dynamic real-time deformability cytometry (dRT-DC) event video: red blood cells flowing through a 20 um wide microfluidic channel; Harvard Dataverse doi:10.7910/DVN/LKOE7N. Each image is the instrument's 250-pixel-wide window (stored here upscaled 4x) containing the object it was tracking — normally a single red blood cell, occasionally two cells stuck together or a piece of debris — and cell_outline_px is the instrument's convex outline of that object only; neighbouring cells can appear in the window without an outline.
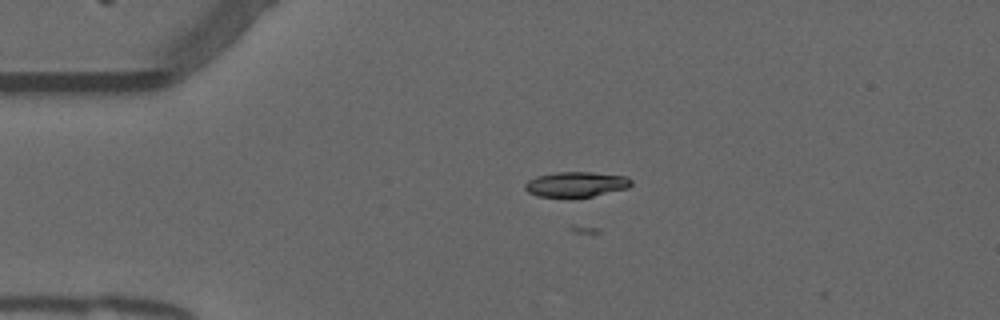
{"species": "common noctule bat (a hibernating species)", "species_latin": "Nyctalus noctula", "temperature_condition": "warm", "stored_images_in_passage": 45, "camera_frame_rate_fps": 3000, "um_per_image_px": 0.085, "animal": {"sex": "male", "forearm_length_mm": 52.5}, "frame": {"image": 1, "passage_image": 2, "time_ms": 0.333, "image_size_px": [1000, 320], "cell_outline_px": [[632, 184], [628, 188], [592, 196], [572, 200], [536, 196], [528, 192], [524, 188], [524, 184], [528, 180], [536, 176], [556, 172], [592, 172], [628, 176], [632, 180]], "centroid_in_image_um": [48.94, 15.7], "position_along_channel_um": 36.1, "area_um2": 16.3}}
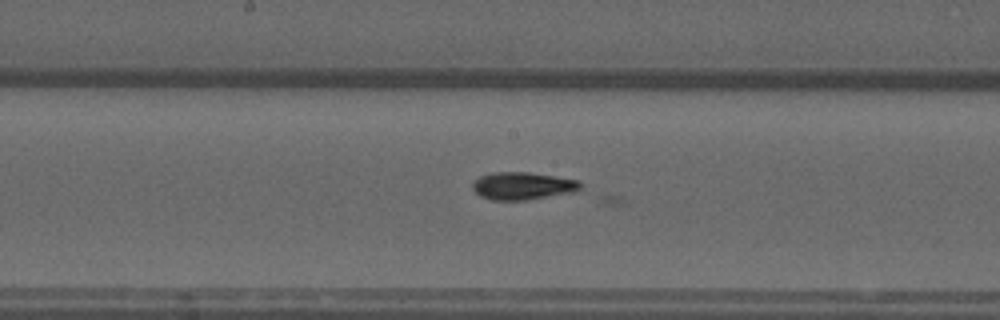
{"frame": {"image": 2, "passage_image": 18, "time_ms": 5.667, "image_size_px": [1000, 320], "cell_outline_px": [[580, 188], [576, 192], [528, 200], [492, 200], [480, 196], [472, 188], [472, 184], [480, 176], [492, 172], [528, 172], [580, 180]], "centroid_in_image_um": [44.44, 15.8], "position_along_channel_um": 203.8, "area_um2": 17.4}}
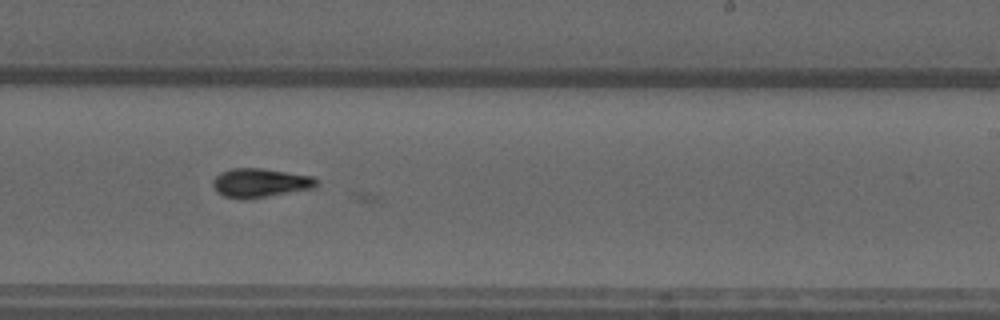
{"frame": {"image": 3, "passage_image": 23, "time_ms": 7.333, "image_size_px": [1000, 320], "cell_outline_px": [[316, 184], [312, 188], [244, 200], [224, 196], [216, 192], [212, 184], [212, 180], [220, 172], [232, 168], [260, 168], [312, 176], [316, 180]], "centroid_in_image_um": [22.03, 15.54], "position_along_channel_um": 267.0, "area_um2": 17.28}}